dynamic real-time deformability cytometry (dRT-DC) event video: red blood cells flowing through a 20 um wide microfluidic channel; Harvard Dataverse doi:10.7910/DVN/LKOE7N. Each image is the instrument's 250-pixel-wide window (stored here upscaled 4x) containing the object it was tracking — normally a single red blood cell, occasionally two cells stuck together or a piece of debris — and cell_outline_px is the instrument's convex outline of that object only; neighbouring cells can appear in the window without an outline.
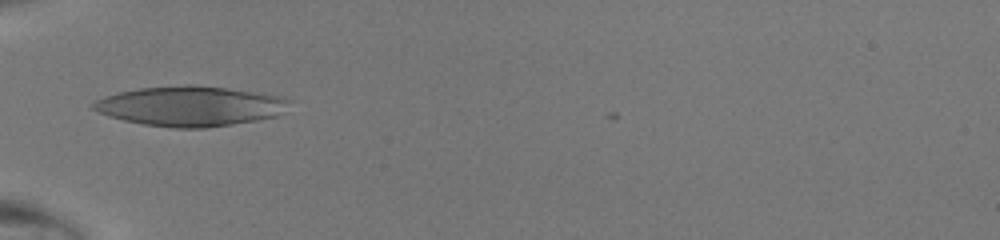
{"species": "human", "species_latin": "Homo sapiens", "temperature_condition": "room temperature", "stored_images_in_passage": 20, "camera_frame_rate_fps": 3000, "um_per_image_px": 0.085, "donor": {"sex": "male"}, "frame": {"image": 1, "passage_image": 1, "time_ms": 0.0, "image_size_px": [1000, 240], "cell_outline_px": [[292, 100], [284, 112], [276, 116], [256, 120], [208, 128], [176, 128], [144, 124], [124, 120], [108, 116], [92, 108], [92, 104], [96, 100], [104, 96], [120, 92], [140, 88], [188, 84], [192, 84], [224, 88], [284, 96]], "centroid_in_image_um": [16.2, 9.02], "position_along_channel_um": 68.8, "area_um2": 45.55}}
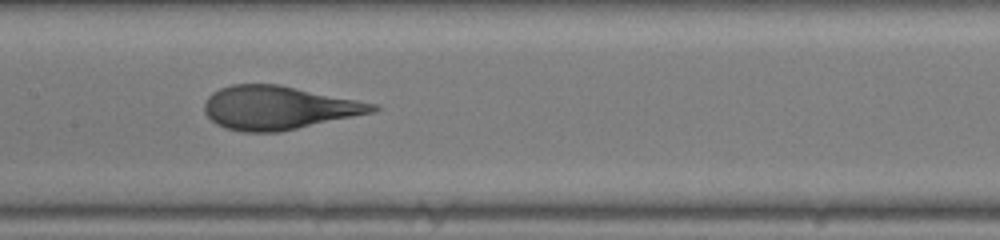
{"frame": {"image": 2, "passage_image": 9, "time_ms": 2.667, "image_size_px": [1000, 240], "cell_outline_px": [[380, 108], [376, 112], [280, 132], [244, 132], [224, 128], [216, 124], [204, 112], [204, 104], [208, 96], [212, 92], [220, 88], [232, 84], [280, 84], [376, 104]], "centroid_in_image_um": [23.66, 9.16], "position_along_channel_um": 183.7, "area_um2": 42.77}}
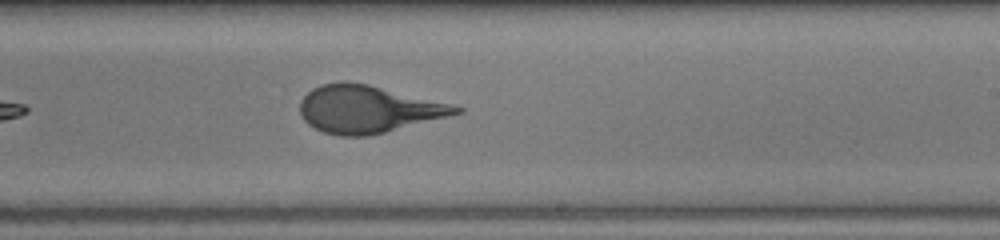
{"frame": {"image": 3, "passage_image": 14, "time_ms": 4.333, "image_size_px": [1000, 240], "cell_outline_px": [[464, 112], [368, 136], [340, 136], [324, 132], [308, 124], [304, 120], [300, 112], [300, 100], [312, 88], [320, 84], [340, 80], [344, 80], [368, 84], [464, 108]], "centroid_in_image_um": [31.2, 9.26], "position_along_channel_um": 257.8, "area_um2": 42.6}}